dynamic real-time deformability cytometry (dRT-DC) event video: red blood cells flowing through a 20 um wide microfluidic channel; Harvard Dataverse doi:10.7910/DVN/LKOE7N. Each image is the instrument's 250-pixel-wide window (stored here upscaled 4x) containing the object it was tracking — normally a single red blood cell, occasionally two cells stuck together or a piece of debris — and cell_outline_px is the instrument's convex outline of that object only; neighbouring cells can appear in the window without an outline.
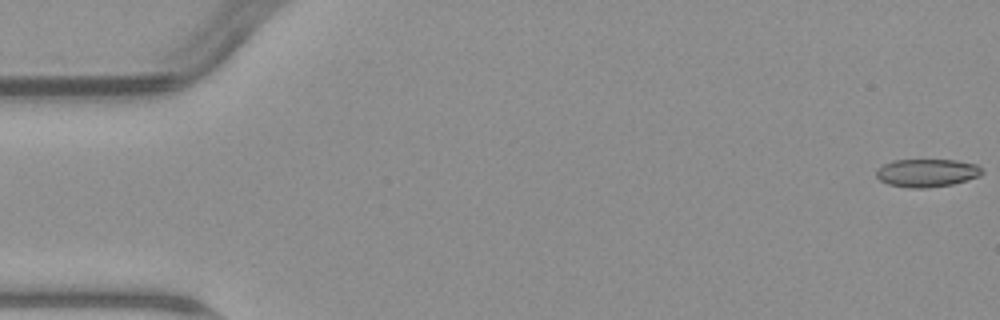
{"species": "common noctule bat (a hibernating species)", "species_latin": "Nyctalus noctula", "temperature_condition": "warm", "stored_images_in_passage": 4, "camera_frame_rate_fps": 3000, "um_per_image_px": 0.085, "animal": {"sex": "male", "body_mass_g": 23.1, "forearm_length_mm": 52.7}, "frame": {"image": 1, "passage_image": 1, "time_ms": 0.0, "image_size_px": [1000, 320], "cell_outline_px": [[984, 172], [980, 176], [968, 180], [952, 184], [928, 188], [908, 188], [888, 184], [880, 180], [876, 176], [876, 168], [892, 160], [956, 160], [976, 164]], "centroid_in_image_um": [78.77, 14.7], "position_along_channel_um": 6.2, "area_um2": 17.4}}